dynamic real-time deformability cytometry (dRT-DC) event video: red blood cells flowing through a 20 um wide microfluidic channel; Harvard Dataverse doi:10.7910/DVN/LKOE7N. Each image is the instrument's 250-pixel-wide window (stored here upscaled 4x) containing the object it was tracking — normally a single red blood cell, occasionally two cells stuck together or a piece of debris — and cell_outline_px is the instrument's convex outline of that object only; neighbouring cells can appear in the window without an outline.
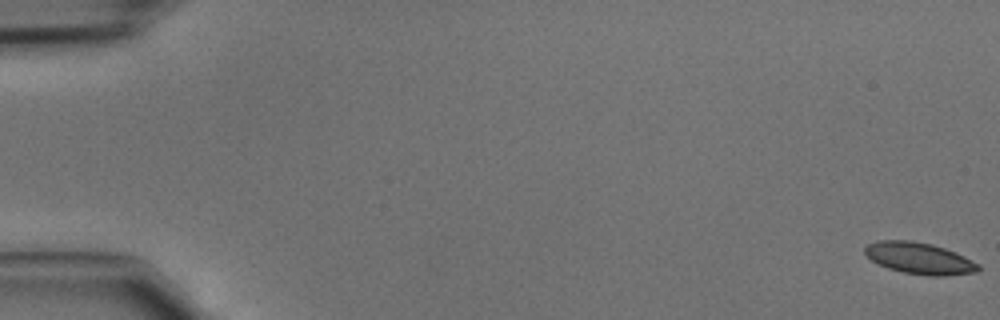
{"species": "common noctule bat (a hibernating species)", "species_latin": "Nyctalus noctula", "temperature_condition": "cold", "stored_images_in_passage": 15, "camera_frame_rate_fps": 3000, "um_per_image_px": 0.085, "animal": {"sex": "male", "body_mass_g": 15.6}, "frame": {"image": 1, "passage_image": 1, "time_ms": 0.0, "image_size_px": [1000, 320], "cell_outline_px": [[980, 272], [944, 276], [932, 276], [904, 272], [888, 268], [872, 260], [864, 252], [864, 248], [868, 244], [876, 240], [912, 240], [932, 244], [944, 248], [964, 256], [980, 264]], "centroid_in_image_um": [78.18, 21.95], "position_along_channel_um": 6.8, "area_um2": 20.87}}
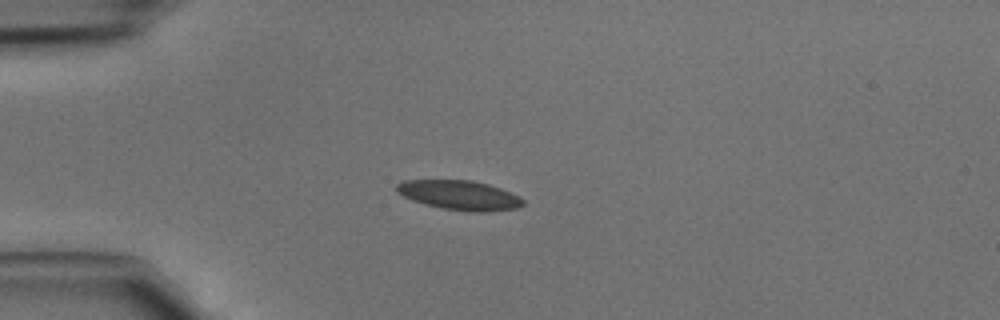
{"frame": {"image": 2, "passage_image": 13, "time_ms": 4.0, "image_size_px": [1000, 320], "cell_outline_px": [[524, 204], [516, 208], [484, 212], [472, 212], [444, 208], [424, 204], [412, 200], [396, 192], [396, 184], [404, 180], [472, 180], [488, 184], [500, 188], [520, 196], [524, 200]], "centroid_in_image_um": [39.06, 16.58], "position_along_channel_um": 45.9, "area_um2": 21.68}}